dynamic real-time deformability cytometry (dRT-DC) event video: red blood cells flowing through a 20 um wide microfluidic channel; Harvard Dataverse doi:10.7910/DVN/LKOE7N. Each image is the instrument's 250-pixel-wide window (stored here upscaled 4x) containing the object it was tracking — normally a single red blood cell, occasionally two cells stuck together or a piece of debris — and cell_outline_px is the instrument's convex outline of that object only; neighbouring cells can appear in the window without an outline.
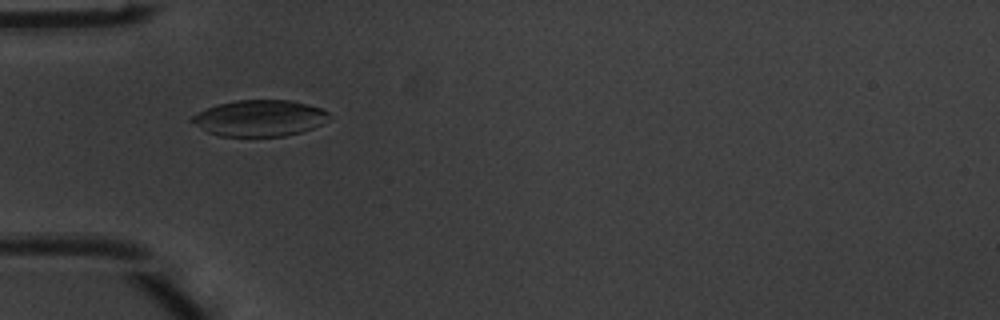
{"species": "common noctule bat (a hibernating species)", "species_latin": "Nyctalus noctula", "temperature_condition": "warm", "stored_images_in_passage": 51, "camera_frame_rate_fps": 3000, "um_per_image_px": 0.085, "animal": {"sex": "male", "body_mass_g": 20.1, "forearm_length_mm": 53.5}, "frame": {"image": 1, "passage_image": 17, "time_ms": 5.333, "image_size_px": [1000, 320], "cell_outline_px": [[332, 116], [320, 124], [312, 128], [300, 132], [284, 136], [220, 136], [208, 132], [188, 120], [192, 116], [216, 104], [236, 100], [288, 100], [308, 104], [320, 108], [328, 112]], "centroid_in_image_um": [22.06, 10.04], "position_along_channel_um": 62.9, "area_um2": 28.78}}
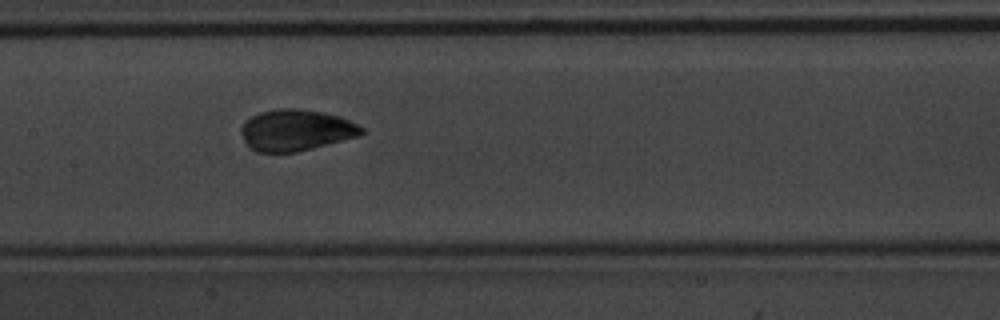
{"frame": {"image": 2, "passage_image": 26, "time_ms": 8.333, "image_size_px": [1000, 320], "cell_outline_px": [[364, 132], [356, 136], [312, 148], [296, 152], [256, 152], [244, 140], [240, 132], [240, 128], [244, 120], [260, 112], [280, 108], [296, 108], [324, 112], [340, 116], [364, 128]], "centroid_in_image_um": [25.11, 11.05], "position_along_channel_um": 182.3, "area_um2": 28.78}}
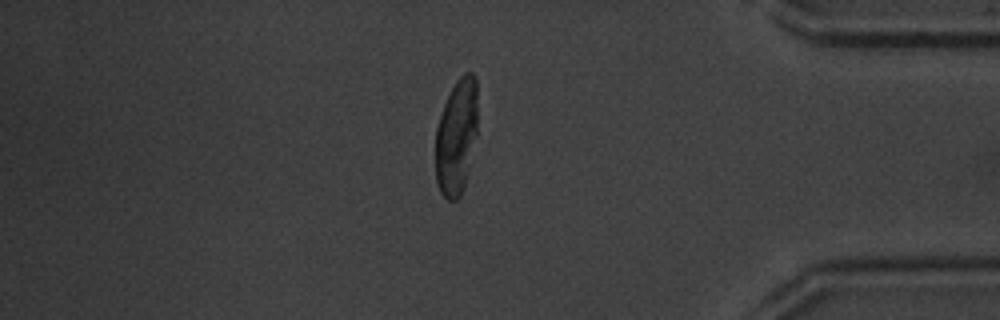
{"frame": {"image": 3, "passage_image": 44, "time_ms": 14.333, "image_size_px": [1000, 320], "cell_outline_px": [[476, 136], [464, 184], [460, 196], [456, 200], [448, 200], [440, 192], [436, 184], [436, 128], [444, 104], [456, 80], [464, 72], [472, 72], [476, 76]], "centroid_in_image_um": [38.78, 11.61], "position_along_channel_um": 396.4, "area_um2": 28.03}, "authors_computed_cell_mechanics": {"area_um2": 28.7844, "velocity_mm_per_s": 4.0197, "shape_relaxation_time_tau1_ms": 2.8806, "shape_relaxation_time_tau2_ms": 0.4625, "deformation_change_tau1": 0.1496, "deformation_change_tau2": 0.033}}